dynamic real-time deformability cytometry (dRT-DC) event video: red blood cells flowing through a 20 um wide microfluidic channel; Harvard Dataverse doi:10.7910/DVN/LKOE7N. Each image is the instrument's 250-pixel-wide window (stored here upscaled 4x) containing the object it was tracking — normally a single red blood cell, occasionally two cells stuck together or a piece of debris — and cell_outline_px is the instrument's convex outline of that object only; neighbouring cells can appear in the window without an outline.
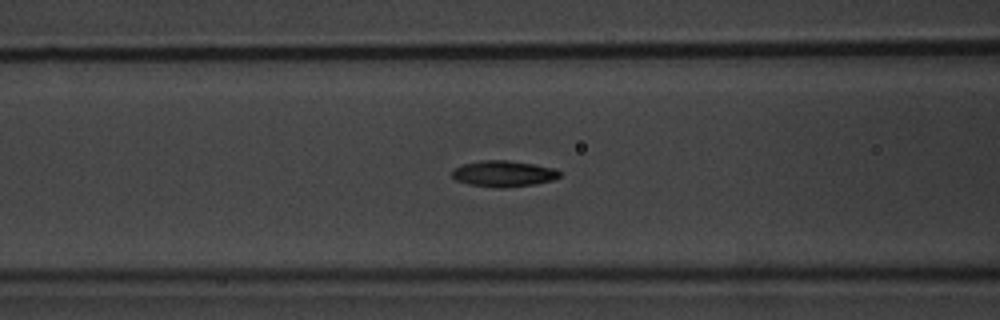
{"species": "common noctule bat (a hibernating species)", "species_latin": "Nyctalus noctula", "temperature_condition": "warm", "stored_images_in_passage": 53, "camera_frame_rate_fps": 3000, "um_per_image_px": 0.085, "animal": {"sex": "male", "body_mass_g": 20.1, "forearm_length_mm": 53.5}, "frame": {"image": 1, "passage_image": 22, "time_ms": 7.0, "image_size_px": [1000, 320], "cell_outline_px": [[560, 176], [552, 180], [536, 184], [508, 188], [496, 188], [468, 184], [456, 180], [452, 176], [452, 172], [456, 168], [464, 164], [480, 160], [508, 160], [556, 168], [560, 172]], "centroid_in_image_um": [42.82, 14.77], "position_along_channel_um": 123.8, "area_um2": 16.42}}
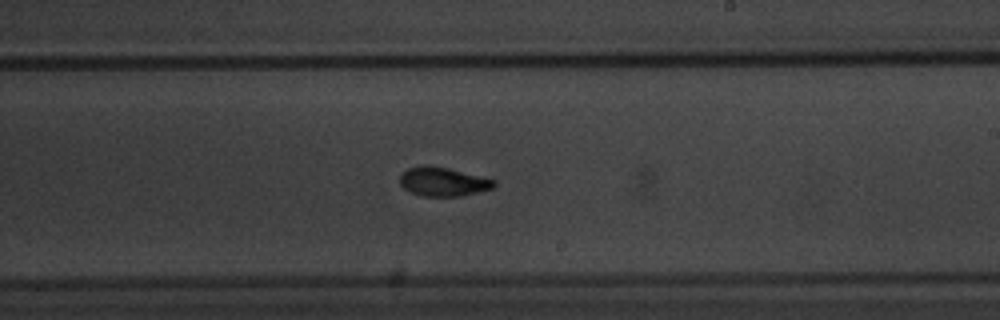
{"frame": {"image": 2, "passage_image": 32, "time_ms": 10.333, "image_size_px": [1000, 320], "cell_outline_px": [[496, 184], [492, 188], [460, 196], [424, 196], [408, 192], [400, 184], [400, 172], [408, 168], [428, 164], [448, 168], [496, 180]], "centroid_in_image_um": [37.61, 15.43], "position_along_channel_um": 251.4, "area_um2": 15.9}}
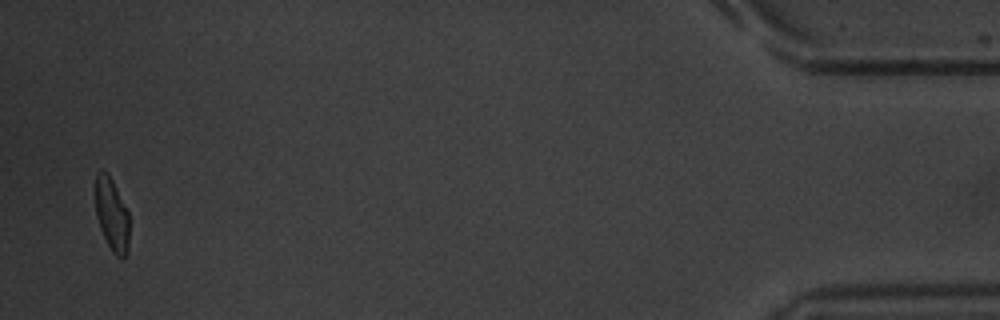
{"frame": {"image": 3, "passage_image": 52, "time_ms": 17.0, "image_size_px": [1000, 320], "cell_outline_px": [[128, 248], [124, 256], [116, 256], [112, 252], [100, 228], [96, 212], [96, 172], [100, 168], [108, 172], [128, 212]], "centroid_in_image_um": [9.49, 18.18], "position_along_channel_um": 425.7, "area_um2": 14.1}, "authors_computed_cell_mechanics": {"area_um2": 15.5482, "velocity_mm_per_s": 3.8238, "shape_relaxation_time_tau1_ms": 2.6044, "shape_relaxation_time_tau2_ms": 2.0256, "deformation_change_tau1": 0.1362, "deformation_change_tau2": 0.0785}}